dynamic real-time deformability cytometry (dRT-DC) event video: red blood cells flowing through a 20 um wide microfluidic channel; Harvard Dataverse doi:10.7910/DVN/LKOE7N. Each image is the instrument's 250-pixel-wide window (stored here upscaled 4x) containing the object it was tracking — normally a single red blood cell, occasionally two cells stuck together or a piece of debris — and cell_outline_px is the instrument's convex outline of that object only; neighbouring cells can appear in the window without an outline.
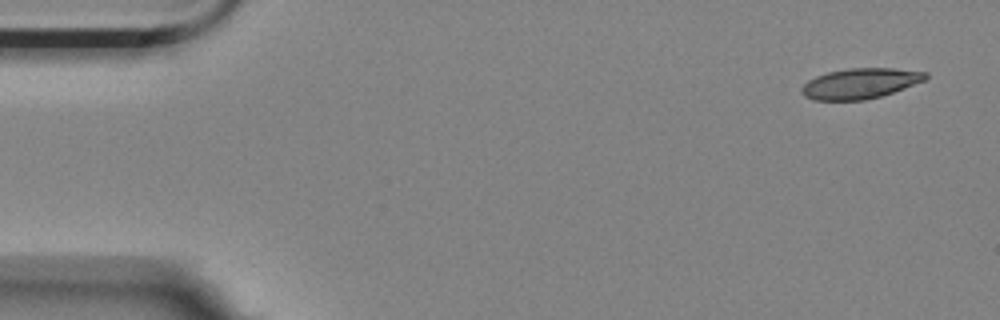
{"species": "Egyptian fruit bat (a non-hibernating species)", "species_latin": "Rousettus aegyptiacus", "temperature_condition": "room temperature", "stored_images_in_passage": 6, "camera_frame_rate_fps": 3000, "um_per_image_px": 0.085, "animal": {"sex": "female"}, "frame": {"image": 1, "passage_image": 1, "time_ms": 0.0, "image_size_px": [1000, 320], "cell_outline_px": [[928, 76], [924, 80], [904, 88], [880, 96], [864, 100], [812, 100], [804, 96], [800, 92], [800, 88], [808, 80], [816, 76], [828, 72], [848, 68], [892, 68], [928, 72]], "centroid_in_image_um": [73.08, 7.09], "position_along_channel_um": 11.9, "area_um2": 21.91}}
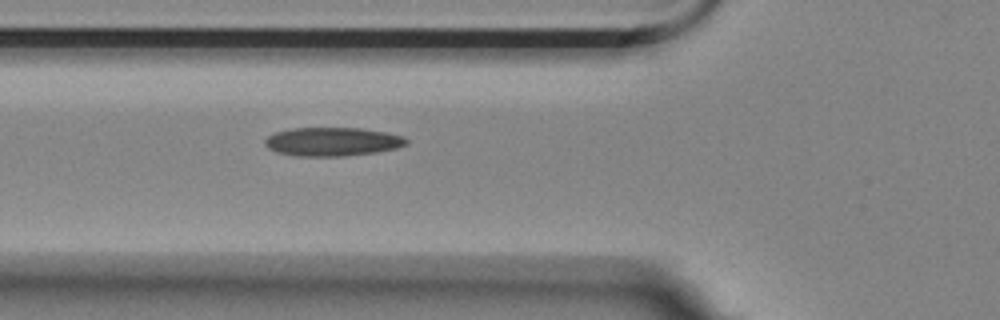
{"frame": {"image": 2, "passage_image": 6, "time_ms": 1.667, "image_size_px": [1000, 320], "cell_outline_px": [[408, 144], [396, 148], [376, 152], [344, 156], [296, 156], [276, 152], [268, 148], [264, 144], [264, 140], [268, 136], [276, 132], [292, 128], [360, 128], [384, 132], [404, 136], [408, 140]], "centroid_in_image_um": [28.25, 12.04], "position_along_channel_um": 97.6, "area_um2": 23.64}}